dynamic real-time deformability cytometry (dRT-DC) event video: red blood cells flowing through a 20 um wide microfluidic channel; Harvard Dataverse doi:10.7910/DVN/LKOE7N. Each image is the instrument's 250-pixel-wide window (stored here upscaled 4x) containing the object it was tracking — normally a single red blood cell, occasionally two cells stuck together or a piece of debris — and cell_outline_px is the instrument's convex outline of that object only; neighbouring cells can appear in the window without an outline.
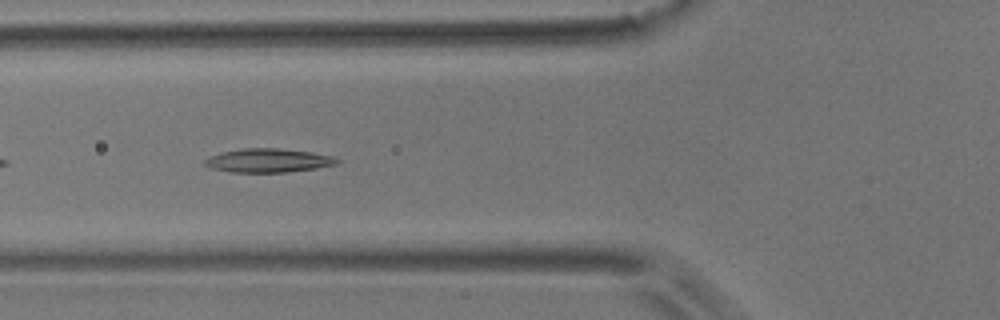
{"species": "common noctule bat (a hibernating species)", "species_latin": "Nyctalus noctula", "temperature_condition": "room temperature", "stored_images_in_passage": 31, "camera_frame_rate_fps": 3000, "um_per_image_px": 0.085, "animal": {"sex": "male", "body_mass_g": 17.9}, "frame": {"image": 1, "passage_image": 6, "time_ms": 1.667, "image_size_px": [1000, 320], "cell_outline_px": [[340, 164], [316, 168], [288, 172], [232, 172], [212, 168], [204, 164], [204, 160], [208, 156], [224, 152], [244, 148], [276, 148], [312, 152], [332, 156], [340, 160]], "centroid_in_image_um": [22.83, 13.64], "position_along_channel_um": 103.0, "area_um2": 18.26}}
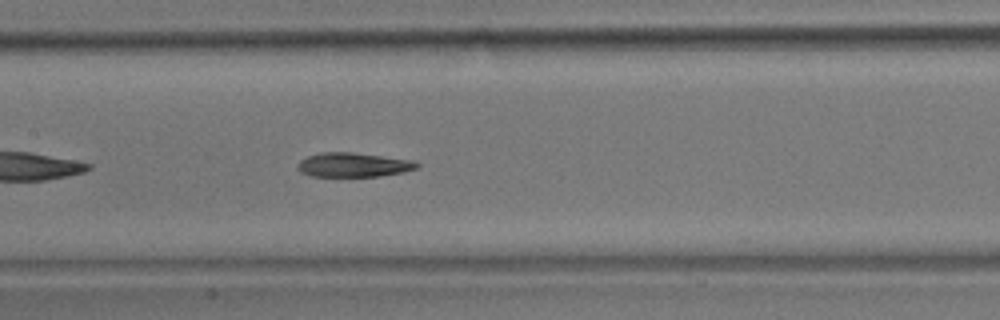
{"frame": {"image": 2, "passage_image": 12, "time_ms": 3.667, "image_size_px": [1000, 320], "cell_outline_px": [[420, 164], [416, 168], [404, 172], [380, 176], [312, 176], [300, 172], [296, 168], [300, 160], [308, 156], [320, 152], [352, 152], [412, 160]], "centroid_in_image_um": [30.01, 14.01], "position_along_channel_um": 177.4, "area_um2": 16.82}}
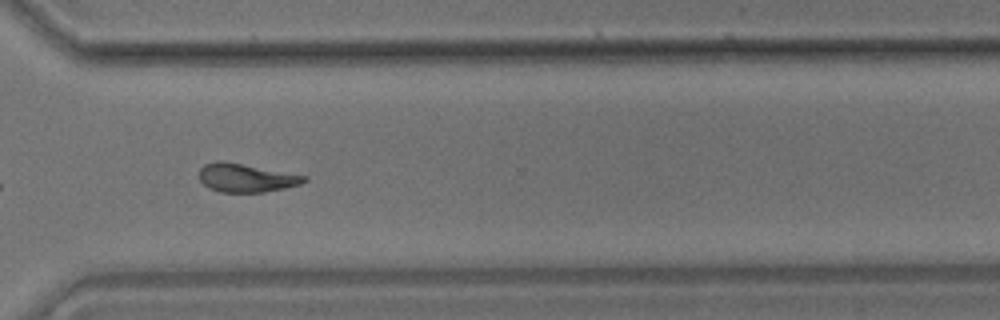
{"frame": {"image": 3, "passage_image": 26, "time_ms": 8.333, "image_size_px": [1000, 320], "cell_outline_px": [[308, 180], [300, 184], [284, 188], [264, 192], [220, 192], [208, 188], [200, 180], [200, 168], [204, 164], [216, 160], [224, 160], [308, 176]], "centroid_in_image_um": [20.91, 15.1], "position_along_channel_um": 349.7, "area_um2": 17.57}, "authors_computed_cell_mechanics": {"area_um2": 17.2822, "velocity_mm_per_s": 3.6989, "shape_relaxation_time_tau1_ms": null, "shape_relaxation_time_tau2_ms": 5.4597, "deformation_change_tau1": null, "deformation_change_tau2": 0.1456}}